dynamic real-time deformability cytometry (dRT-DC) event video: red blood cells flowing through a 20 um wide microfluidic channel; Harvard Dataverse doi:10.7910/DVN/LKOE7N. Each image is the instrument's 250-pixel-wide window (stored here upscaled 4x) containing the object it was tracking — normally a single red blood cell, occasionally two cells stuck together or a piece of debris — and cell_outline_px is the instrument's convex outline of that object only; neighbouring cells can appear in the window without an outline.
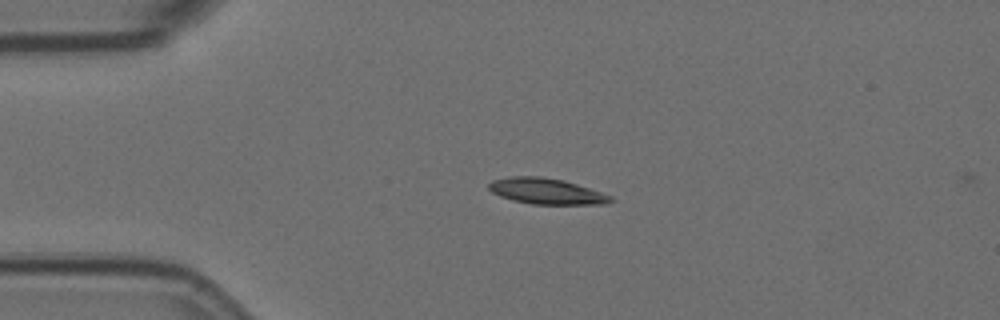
{"species": "Egyptian fruit bat (a non-hibernating species)", "species_latin": "Rousettus aegyptiacus", "temperature_condition": "room temperature", "stored_images_in_passage": 2, "camera_frame_rate_fps": 3000, "um_per_image_px": 0.085, "animal": {"sex": "female"}, "frame": {"image": 1, "passage_image": 1, "time_ms": 0.0, "image_size_px": [1000, 320], "cell_outline_px": [[616, 200], [604, 204], [532, 204], [512, 200], [500, 196], [492, 192], [488, 188], [488, 184], [492, 180], [508, 176], [540, 176], [564, 180], [612, 196]], "centroid_in_image_um": [46.42, 16.25], "position_along_channel_um": 38.6, "area_um2": 18.38}}